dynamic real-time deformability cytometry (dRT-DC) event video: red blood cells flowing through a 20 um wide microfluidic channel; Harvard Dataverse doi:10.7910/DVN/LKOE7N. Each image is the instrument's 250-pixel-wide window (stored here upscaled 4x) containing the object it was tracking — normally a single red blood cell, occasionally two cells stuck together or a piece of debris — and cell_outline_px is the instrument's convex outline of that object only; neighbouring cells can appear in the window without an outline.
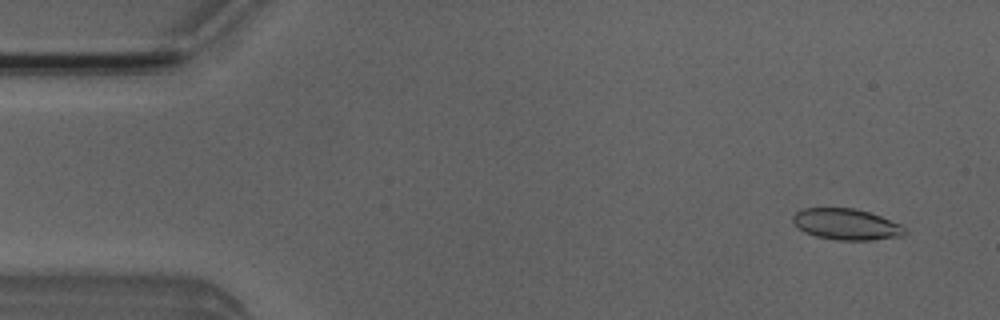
{"species": "Egyptian fruit bat (a non-hibernating species)", "species_latin": "Rousettus aegyptiacus", "temperature_condition": "room temperature", "stored_images_in_passage": 51, "camera_frame_rate_fps": 3000, "um_per_image_px": 0.085, "animal": {"sex": "male"}, "frame": {"image": 1, "passage_image": 3, "time_ms": 0.667, "image_size_px": [1000, 320], "cell_outline_px": [[908, 232], [904, 236], [872, 240], [836, 240], [816, 236], [804, 232], [796, 228], [792, 220], [792, 216], [796, 212], [804, 208], [852, 208], [868, 212], [880, 216], [900, 224]], "centroid_in_image_um": [71.92, 19.07], "position_along_channel_um": 13.1, "area_um2": 20.4}}
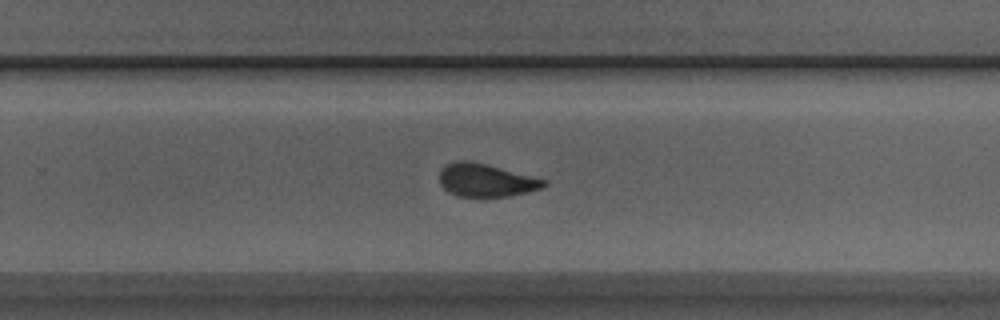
{"frame": {"image": 2, "passage_image": 32, "time_ms": 10.333, "image_size_px": [1000, 320], "cell_outline_px": [[548, 184], [544, 188], [528, 192], [508, 196], [456, 196], [448, 192], [440, 184], [440, 172], [448, 164], [456, 160], [468, 160], [548, 180]], "centroid_in_image_um": [41.33, 15.33], "position_along_channel_um": 288.5, "area_um2": 19.88}}
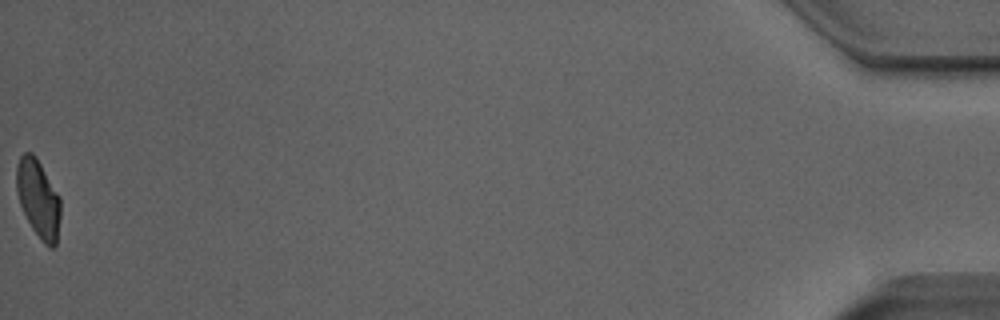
{"frame": {"image": 3, "passage_image": 51, "time_ms": 16.667, "image_size_px": [1000, 320], "cell_outline_px": [[60, 216], [56, 244], [52, 248], [48, 248], [44, 244], [32, 228], [20, 204], [16, 192], [16, 168], [20, 156], [24, 152], [32, 152], [36, 156], [60, 196]], "centroid_in_image_um": [3.25, 16.87], "position_along_channel_um": 431.9, "area_um2": 20.06}, "authors_computed_cell_mechanics": {"area_um2": 20.6924, "velocity_mm_per_s": 3.9778, "shape_relaxation_time_tau1_ms": 8.3955, "shape_relaxation_time_tau2_ms": 1.6124, "deformation_change_tau1": 0.2138, "deformation_change_tau2": 0.0732}}